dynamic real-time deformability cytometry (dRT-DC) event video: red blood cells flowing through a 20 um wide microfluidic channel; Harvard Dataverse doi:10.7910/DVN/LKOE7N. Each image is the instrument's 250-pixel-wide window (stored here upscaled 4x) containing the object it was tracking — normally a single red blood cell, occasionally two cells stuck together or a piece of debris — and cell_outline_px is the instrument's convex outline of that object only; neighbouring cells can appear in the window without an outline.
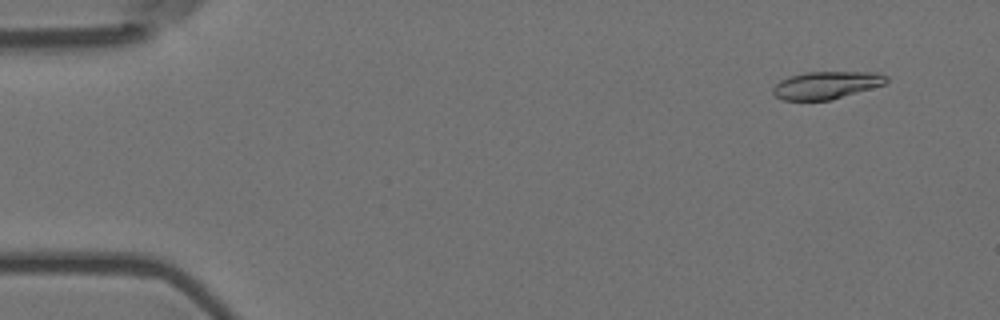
{"species": "Egyptian fruit bat (a non-hibernating species)", "species_latin": "Rousettus aegyptiacus", "temperature_condition": "room temperature", "stored_images_in_passage": 7, "camera_frame_rate_fps": 3000, "um_per_image_px": 0.085, "animal": {"sex": "female"}, "frame": {"image": 1, "passage_image": 2, "time_ms": 0.333, "image_size_px": [1000, 320], "cell_outline_px": [[888, 80], [884, 84], [832, 100], [780, 100], [772, 92], [772, 88], [780, 80], [788, 76], [804, 72], [876, 72], [888, 76]], "centroid_in_image_um": [70.21, 7.23], "position_along_channel_um": 14.8, "area_um2": 18.26}}
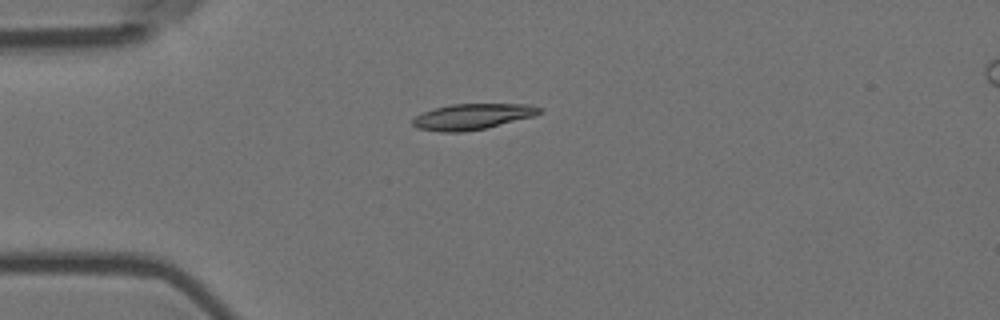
{"frame": {"image": 2, "passage_image": 5, "time_ms": 1.333, "image_size_px": [1000, 320], "cell_outline_px": [[544, 108], [540, 112], [532, 116], [484, 128], [464, 132], [440, 132], [416, 128], [412, 124], [412, 120], [416, 116], [424, 112], [436, 108], [452, 104], [528, 104]], "centroid_in_image_um": [40.12, 9.91], "position_along_channel_um": 44.9, "area_um2": 18.79}}
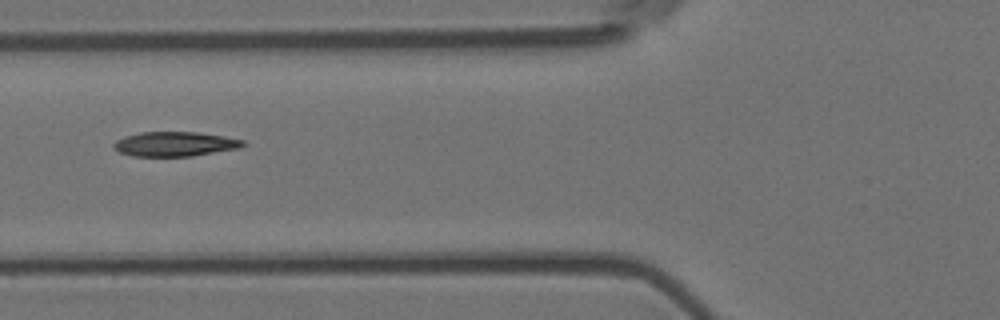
{"frame": {"image": 3, "passage_image": 7, "time_ms": 2.0, "image_size_px": [1000, 320], "cell_outline_px": [[248, 144], [240, 148], [192, 156], [132, 156], [120, 152], [112, 148], [112, 144], [116, 140], [124, 136], [140, 132], [196, 132], [224, 136], [244, 140]], "centroid_in_image_um": [14.87, 12.24], "position_along_channel_um": 110.9, "area_um2": 18.67}}